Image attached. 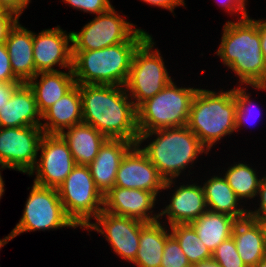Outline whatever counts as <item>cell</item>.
Wrapping results in <instances>:
<instances>
[{
  "label": "cell",
  "mask_w": 266,
  "mask_h": 267,
  "mask_svg": "<svg viewBox=\"0 0 266 267\" xmlns=\"http://www.w3.org/2000/svg\"><path fill=\"white\" fill-rule=\"evenodd\" d=\"M123 87L80 84L82 123L93 126L107 139L136 144L139 136L137 110Z\"/></svg>",
  "instance_id": "6da1fadb"
},
{
  "label": "cell",
  "mask_w": 266,
  "mask_h": 267,
  "mask_svg": "<svg viewBox=\"0 0 266 267\" xmlns=\"http://www.w3.org/2000/svg\"><path fill=\"white\" fill-rule=\"evenodd\" d=\"M238 20L224 24L221 44L215 54L239 77V85L266 90V64L258 24L249 16Z\"/></svg>",
  "instance_id": "7a4b0ae2"
},
{
  "label": "cell",
  "mask_w": 266,
  "mask_h": 267,
  "mask_svg": "<svg viewBox=\"0 0 266 267\" xmlns=\"http://www.w3.org/2000/svg\"><path fill=\"white\" fill-rule=\"evenodd\" d=\"M149 33L138 29L126 42L91 51H72L76 84L125 86L133 55Z\"/></svg>",
  "instance_id": "3957f363"
},
{
  "label": "cell",
  "mask_w": 266,
  "mask_h": 267,
  "mask_svg": "<svg viewBox=\"0 0 266 267\" xmlns=\"http://www.w3.org/2000/svg\"><path fill=\"white\" fill-rule=\"evenodd\" d=\"M152 135H155L156 139L140 149L158 169V173L165 181L175 180L180 176L186 166L194 163L198 154H208V150L187 125L141 133L136 144L141 146Z\"/></svg>",
  "instance_id": "277c9868"
},
{
  "label": "cell",
  "mask_w": 266,
  "mask_h": 267,
  "mask_svg": "<svg viewBox=\"0 0 266 267\" xmlns=\"http://www.w3.org/2000/svg\"><path fill=\"white\" fill-rule=\"evenodd\" d=\"M222 91L216 93L198 88L189 112L187 127L208 151L222 137L236 131L234 88Z\"/></svg>",
  "instance_id": "5b68a950"
},
{
  "label": "cell",
  "mask_w": 266,
  "mask_h": 267,
  "mask_svg": "<svg viewBox=\"0 0 266 267\" xmlns=\"http://www.w3.org/2000/svg\"><path fill=\"white\" fill-rule=\"evenodd\" d=\"M197 88L177 87L173 81L137 108L139 134L163 128L185 126Z\"/></svg>",
  "instance_id": "8992f818"
},
{
  "label": "cell",
  "mask_w": 266,
  "mask_h": 267,
  "mask_svg": "<svg viewBox=\"0 0 266 267\" xmlns=\"http://www.w3.org/2000/svg\"><path fill=\"white\" fill-rule=\"evenodd\" d=\"M152 39L149 35L135 50L125 85L136 108L172 81L158 49H153L155 42Z\"/></svg>",
  "instance_id": "52a82bcc"
},
{
  "label": "cell",
  "mask_w": 266,
  "mask_h": 267,
  "mask_svg": "<svg viewBox=\"0 0 266 267\" xmlns=\"http://www.w3.org/2000/svg\"><path fill=\"white\" fill-rule=\"evenodd\" d=\"M67 216L80 228L103 210L104 196L97 189L88 165H76L57 188Z\"/></svg>",
  "instance_id": "ba28073f"
},
{
  "label": "cell",
  "mask_w": 266,
  "mask_h": 267,
  "mask_svg": "<svg viewBox=\"0 0 266 267\" xmlns=\"http://www.w3.org/2000/svg\"><path fill=\"white\" fill-rule=\"evenodd\" d=\"M31 188L23 215L9 234L11 239L28 231H44L61 227L77 228L67 216L57 189L35 183Z\"/></svg>",
  "instance_id": "9c48e42d"
},
{
  "label": "cell",
  "mask_w": 266,
  "mask_h": 267,
  "mask_svg": "<svg viewBox=\"0 0 266 267\" xmlns=\"http://www.w3.org/2000/svg\"><path fill=\"white\" fill-rule=\"evenodd\" d=\"M44 134L40 126L0 128V169H14L29 175L36 166Z\"/></svg>",
  "instance_id": "30bf717a"
},
{
  "label": "cell",
  "mask_w": 266,
  "mask_h": 267,
  "mask_svg": "<svg viewBox=\"0 0 266 267\" xmlns=\"http://www.w3.org/2000/svg\"><path fill=\"white\" fill-rule=\"evenodd\" d=\"M134 26L112 6L84 25L80 32H71L72 51H91L126 42L138 30Z\"/></svg>",
  "instance_id": "8fae6325"
},
{
  "label": "cell",
  "mask_w": 266,
  "mask_h": 267,
  "mask_svg": "<svg viewBox=\"0 0 266 267\" xmlns=\"http://www.w3.org/2000/svg\"><path fill=\"white\" fill-rule=\"evenodd\" d=\"M40 158L29 174L35 184L57 189L77 165L68 144L59 134H44L39 146Z\"/></svg>",
  "instance_id": "7c38bea8"
},
{
  "label": "cell",
  "mask_w": 266,
  "mask_h": 267,
  "mask_svg": "<svg viewBox=\"0 0 266 267\" xmlns=\"http://www.w3.org/2000/svg\"><path fill=\"white\" fill-rule=\"evenodd\" d=\"M174 183L173 179L165 181L137 144L122 158L115 180L117 187L149 191L156 196Z\"/></svg>",
  "instance_id": "4fadbf2b"
},
{
  "label": "cell",
  "mask_w": 266,
  "mask_h": 267,
  "mask_svg": "<svg viewBox=\"0 0 266 267\" xmlns=\"http://www.w3.org/2000/svg\"><path fill=\"white\" fill-rule=\"evenodd\" d=\"M85 229L96 230L104 235L113 251L124 260L132 263L139 249L141 228L146 224L140 220L117 216L102 210Z\"/></svg>",
  "instance_id": "5bb4252c"
},
{
  "label": "cell",
  "mask_w": 266,
  "mask_h": 267,
  "mask_svg": "<svg viewBox=\"0 0 266 267\" xmlns=\"http://www.w3.org/2000/svg\"><path fill=\"white\" fill-rule=\"evenodd\" d=\"M72 33L57 26L33 33V59L36 72H57L54 65L72 69Z\"/></svg>",
  "instance_id": "9a60e30c"
},
{
  "label": "cell",
  "mask_w": 266,
  "mask_h": 267,
  "mask_svg": "<svg viewBox=\"0 0 266 267\" xmlns=\"http://www.w3.org/2000/svg\"><path fill=\"white\" fill-rule=\"evenodd\" d=\"M156 198L153 192L114 186L104 195L103 210L117 216L151 223L159 220V214L152 213Z\"/></svg>",
  "instance_id": "2e32d148"
},
{
  "label": "cell",
  "mask_w": 266,
  "mask_h": 267,
  "mask_svg": "<svg viewBox=\"0 0 266 267\" xmlns=\"http://www.w3.org/2000/svg\"><path fill=\"white\" fill-rule=\"evenodd\" d=\"M133 145V142L123 139H107L88 165L94 183L103 196L115 186L121 160Z\"/></svg>",
  "instance_id": "e0dca14e"
},
{
  "label": "cell",
  "mask_w": 266,
  "mask_h": 267,
  "mask_svg": "<svg viewBox=\"0 0 266 267\" xmlns=\"http://www.w3.org/2000/svg\"><path fill=\"white\" fill-rule=\"evenodd\" d=\"M207 211L205 195L202 186L198 184L180 185L174 194L170 204L159 214V220L167 215L170 226L175 224H187L199 218Z\"/></svg>",
  "instance_id": "ac0fdd59"
},
{
  "label": "cell",
  "mask_w": 266,
  "mask_h": 267,
  "mask_svg": "<svg viewBox=\"0 0 266 267\" xmlns=\"http://www.w3.org/2000/svg\"><path fill=\"white\" fill-rule=\"evenodd\" d=\"M40 120L34 92L27 83L19 84L0 108V128L41 126Z\"/></svg>",
  "instance_id": "d6986e66"
},
{
  "label": "cell",
  "mask_w": 266,
  "mask_h": 267,
  "mask_svg": "<svg viewBox=\"0 0 266 267\" xmlns=\"http://www.w3.org/2000/svg\"><path fill=\"white\" fill-rule=\"evenodd\" d=\"M41 128L45 134H60L67 128L82 123L80 84H75L42 115Z\"/></svg>",
  "instance_id": "ffe728a7"
},
{
  "label": "cell",
  "mask_w": 266,
  "mask_h": 267,
  "mask_svg": "<svg viewBox=\"0 0 266 267\" xmlns=\"http://www.w3.org/2000/svg\"><path fill=\"white\" fill-rule=\"evenodd\" d=\"M5 45L14 75L22 83H27L37 74L33 59V32L18 21L10 30Z\"/></svg>",
  "instance_id": "44dd1931"
},
{
  "label": "cell",
  "mask_w": 266,
  "mask_h": 267,
  "mask_svg": "<svg viewBox=\"0 0 266 267\" xmlns=\"http://www.w3.org/2000/svg\"><path fill=\"white\" fill-rule=\"evenodd\" d=\"M232 237L237 252L247 267H254L266 256L263 220H256L249 216L237 220L232 231Z\"/></svg>",
  "instance_id": "7402d4cb"
},
{
  "label": "cell",
  "mask_w": 266,
  "mask_h": 267,
  "mask_svg": "<svg viewBox=\"0 0 266 267\" xmlns=\"http://www.w3.org/2000/svg\"><path fill=\"white\" fill-rule=\"evenodd\" d=\"M27 84L34 92L38 111L42 115L76 83L72 69H68L67 73L62 71L39 72Z\"/></svg>",
  "instance_id": "603a6c76"
},
{
  "label": "cell",
  "mask_w": 266,
  "mask_h": 267,
  "mask_svg": "<svg viewBox=\"0 0 266 267\" xmlns=\"http://www.w3.org/2000/svg\"><path fill=\"white\" fill-rule=\"evenodd\" d=\"M68 144L78 165H89L97 156L107 138L93 126L80 123L59 134Z\"/></svg>",
  "instance_id": "cb8c5ba5"
},
{
  "label": "cell",
  "mask_w": 266,
  "mask_h": 267,
  "mask_svg": "<svg viewBox=\"0 0 266 267\" xmlns=\"http://www.w3.org/2000/svg\"><path fill=\"white\" fill-rule=\"evenodd\" d=\"M161 223L157 220L141 228L139 249L132 262L136 267H160L166 240L171 236L166 230L167 225L162 226Z\"/></svg>",
  "instance_id": "d4e9b609"
},
{
  "label": "cell",
  "mask_w": 266,
  "mask_h": 267,
  "mask_svg": "<svg viewBox=\"0 0 266 267\" xmlns=\"http://www.w3.org/2000/svg\"><path fill=\"white\" fill-rule=\"evenodd\" d=\"M207 210L228 214L237 220L248 217V210L239 208L240 199L223 176L210 178L203 184Z\"/></svg>",
  "instance_id": "484cf974"
},
{
  "label": "cell",
  "mask_w": 266,
  "mask_h": 267,
  "mask_svg": "<svg viewBox=\"0 0 266 267\" xmlns=\"http://www.w3.org/2000/svg\"><path fill=\"white\" fill-rule=\"evenodd\" d=\"M237 219L224 213L207 210L189 223L200 240L213 252L224 240L232 236Z\"/></svg>",
  "instance_id": "4316f807"
},
{
  "label": "cell",
  "mask_w": 266,
  "mask_h": 267,
  "mask_svg": "<svg viewBox=\"0 0 266 267\" xmlns=\"http://www.w3.org/2000/svg\"><path fill=\"white\" fill-rule=\"evenodd\" d=\"M171 235L177 240L182 251L187 256L191 266L212 259V252L200 240L194 228L189 224L169 226Z\"/></svg>",
  "instance_id": "83f0119b"
},
{
  "label": "cell",
  "mask_w": 266,
  "mask_h": 267,
  "mask_svg": "<svg viewBox=\"0 0 266 267\" xmlns=\"http://www.w3.org/2000/svg\"><path fill=\"white\" fill-rule=\"evenodd\" d=\"M223 176L241 200L254 198L262 180L258 179L255 169L243 163L230 166Z\"/></svg>",
  "instance_id": "f1b7e54d"
},
{
  "label": "cell",
  "mask_w": 266,
  "mask_h": 267,
  "mask_svg": "<svg viewBox=\"0 0 266 267\" xmlns=\"http://www.w3.org/2000/svg\"><path fill=\"white\" fill-rule=\"evenodd\" d=\"M212 260L221 267H247L237 252L233 237L224 240L213 252Z\"/></svg>",
  "instance_id": "f546056e"
},
{
  "label": "cell",
  "mask_w": 266,
  "mask_h": 267,
  "mask_svg": "<svg viewBox=\"0 0 266 267\" xmlns=\"http://www.w3.org/2000/svg\"><path fill=\"white\" fill-rule=\"evenodd\" d=\"M160 267H192L172 235L166 240Z\"/></svg>",
  "instance_id": "4dcf8cb0"
},
{
  "label": "cell",
  "mask_w": 266,
  "mask_h": 267,
  "mask_svg": "<svg viewBox=\"0 0 266 267\" xmlns=\"http://www.w3.org/2000/svg\"><path fill=\"white\" fill-rule=\"evenodd\" d=\"M238 87L239 88H234L235 99L237 102L236 118H235L236 131L243 125V123L244 124L245 122L249 123L250 118H252L250 117L252 116L251 111L254 112L255 110L253 107L255 106V104L252 103V100L250 99V96H249L250 94H248L245 90L246 88H242L241 85ZM257 110H260V109L257 108Z\"/></svg>",
  "instance_id": "1f68e13d"
},
{
  "label": "cell",
  "mask_w": 266,
  "mask_h": 267,
  "mask_svg": "<svg viewBox=\"0 0 266 267\" xmlns=\"http://www.w3.org/2000/svg\"><path fill=\"white\" fill-rule=\"evenodd\" d=\"M74 9H79L86 13L101 14L108 11L112 5L110 0H63Z\"/></svg>",
  "instance_id": "d6a6232c"
},
{
  "label": "cell",
  "mask_w": 266,
  "mask_h": 267,
  "mask_svg": "<svg viewBox=\"0 0 266 267\" xmlns=\"http://www.w3.org/2000/svg\"><path fill=\"white\" fill-rule=\"evenodd\" d=\"M0 82H21L13 73L5 43H0Z\"/></svg>",
  "instance_id": "836d02e7"
},
{
  "label": "cell",
  "mask_w": 266,
  "mask_h": 267,
  "mask_svg": "<svg viewBox=\"0 0 266 267\" xmlns=\"http://www.w3.org/2000/svg\"><path fill=\"white\" fill-rule=\"evenodd\" d=\"M19 17V14L8 9L0 15V43H5L10 30L16 25Z\"/></svg>",
  "instance_id": "e575fe53"
},
{
  "label": "cell",
  "mask_w": 266,
  "mask_h": 267,
  "mask_svg": "<svg viewBox=\"0 0 266 267\" xmlns=\"http://www.w3.org/2000/svg\"><path fill=\"white\" fill-rule=\"evenodd\" d=\"M260 196V204L257 210H248V216L256 220L266 219V175L262 178L256 196Z\"/></svg>",
  "instance_id": "d590c367"
},
{
  "label": "cell",
  "mask_w": 266,
  "mask_h": 267,
  "mask_svg": "<svg viewBox=\"0 0 266 267\" xmlns=\"http://www.w3.org/2000/svg\"><path fill=\"white\" fill-rule=\"evenodd\" d=\"M246 0H219V4L227 10L228 13H241L240 19L248 17L246 12Z\"/></svg>",
  "instance_id": "8d00e7d4"
},
{
  "label": "cell",
  "mask_w": 266,
  "mask_h": 267,
  "mask_svg": "<svg viewBox=\"0 0 266 267\" xmlns=\"http://www.w3.org/2000/svg\"><path fill=\"white\" fill-rule=\"evenodd\" d=\"M22 82H0V108L10 100L15 88Z\"/></svg>",
  "instance_id": "74e56055"
},
{
  "label": "cell",
  "mask_w": 266,
  "mask_h": 267,
  "mask_svg": "<svg viewBox=\"0 0 266 267\" xmlns=\"http://www.w3.org/2000/svg\"><path fill=\"white\" fill-rule=\"evenodd\" d=\"M142 1L153 6H158L161 8L168 9L172 13L175 7L185 6L184 0H142Z\"/></svg>",
  "instance_id": "f35d334b"
},
{
  "label": "cell",
  "mask_w": 266,
  "mask_h": 267,
  "mask_svg": "<svg viewBox=\"0 0 266 267\" xmlns=\"http://www.w3.org/2000/svg\"><path fill=\"white\" fill-rule=\"evenodd\" d=\"M0 2L8 10L14 11L21 16L24 9L28 7L30 0H0Z\"/></svg>",
  "instance_id": "ab89813d"
},
{
  "label": "cell",
  "mask_w": 266,
  "mask_h": 267,
  "mask_svg": "<svg viewBox=\"0 0 266 267\" xmlns=\"http://www.w3.org/2000/svg\"><path fill=\"white\" fill-rule=\"evenodd\" d=\"M258 24L263 59L266 64V20H254Z\"/></svg>",
  "instance_id": "60d3db41"
},
{
  "label": "cell",
  "mask_w": 266,
  "mask_h": 267,
  "mask_svg": "<svg viewBox=\"0 0 266 267\" xmlns=\"http://www.w3.org/2000/svg\"><path fill=\"white\" fill-rule=\"evenodd\" d=\"M192 267H221L217 262L211 260L200 262Z\"/></svg>",
  "instance_id": "b9f144b4"
},
{
  "label": "cell",
  "mask_w": 266,
  "mask_h": 267,
  "mask_svg": "<svg viewBox=\"0 0 266 267\" xmlns=\"http://www.w3.org/2000/svg\"><path fill=\"white\" fill-rule=\"evenodd\" d=\"M4 181L2 179V176H1V172H0V199L2 198L1 196L4 194Z\"/></svg>",
  "instance_id": "7bdbcfd3"
},
{
  "label": "cell",
  "mask_w": 266,
  "mask_h": 267,
  "mask_svg": "<svg viewBox=\"0 0 266 267\" xmlns=\"http://www.w3.org/2000/svg\"><path fill=\"white\" fill-rule=\"evenodd\" d=\"M11 239V237L8 235L6 236L4 239H0V249L5 246V244H7Z\"/></svg>",
  "instance_id": "ee69618b"
},
{
  "label": "cell",
  "mask_w": 266,
  "mask_h": 267,
  "mask_svg": "<svg viewBox=\"0 0 266 267\" xmlns=\"http://www.w3.org/2000/svg\"><path fill=\"white\" fill-rule=\"evenodd\" d=\"M254 267H266V256L262 258Z\"/></svg>",
  "instance_id": "f6af8a7d"
},
{
  "label": "cell",
  "mask_w": 266,
  "mask_h": 267,
  "mask_svg": "<svg viewBox=\"0 0 266 267\" xmlns=\"http://www.w3.org/2000/svg\"><path fill=\"white\" fill-rule=\"evenodd\" d=\"M263 233H264L265 253H266V219H263Z\"/></svg>",
  "instance_id": "bcb514c9"
},
{
  "label": "cell",
  "mask_w": 266,
  "mask_h": 267,
  "mask_svg": "<svg viewBox=\"0 0 266 267\" xmlns=\"http://www.w3.org/2000/svg\"><path fill=\"white\" fill-rule=\"evenodd\" d=\"M6 10L7 8L0 2V15H2Z\"/></svg>",
  "instance_id": "7dc6e473"
}]
</instances>
